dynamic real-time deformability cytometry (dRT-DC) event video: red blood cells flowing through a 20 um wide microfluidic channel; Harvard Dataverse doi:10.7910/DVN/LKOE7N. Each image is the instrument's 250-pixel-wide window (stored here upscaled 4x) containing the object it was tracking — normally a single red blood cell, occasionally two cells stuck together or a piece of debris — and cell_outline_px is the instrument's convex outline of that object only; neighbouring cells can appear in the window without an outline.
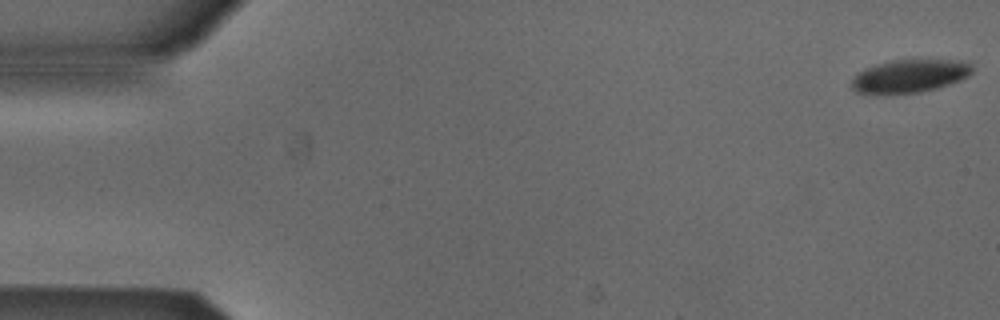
{"species": "Egyptian fruit bat (a non-hibernating species)", "species_latin": "Rousettus aegyptiacus", "temperature_condition": "cold", "stored_images_in_passage": 12, "camera_frame_rate_fps": 3000, "um_per_image_px": 0.085, "animal": {"sex": "male"}, "frame": {"image": 1, "passage_image": 1, "time_ms": 0.0, "image_size_px": [1000, 320], "cell_outline_px": [[972, 72], [960, 80], [936, 88], [920, 92], [856, 92], [852, 88], [852, 80], [864, 68], [876, 64], [892, 60], [948, 60], [972, 64]], "centroid_in_image_um": [77.32, 6.44], "position_along_channel_um": 7.7, "area_um2": 22.37}}